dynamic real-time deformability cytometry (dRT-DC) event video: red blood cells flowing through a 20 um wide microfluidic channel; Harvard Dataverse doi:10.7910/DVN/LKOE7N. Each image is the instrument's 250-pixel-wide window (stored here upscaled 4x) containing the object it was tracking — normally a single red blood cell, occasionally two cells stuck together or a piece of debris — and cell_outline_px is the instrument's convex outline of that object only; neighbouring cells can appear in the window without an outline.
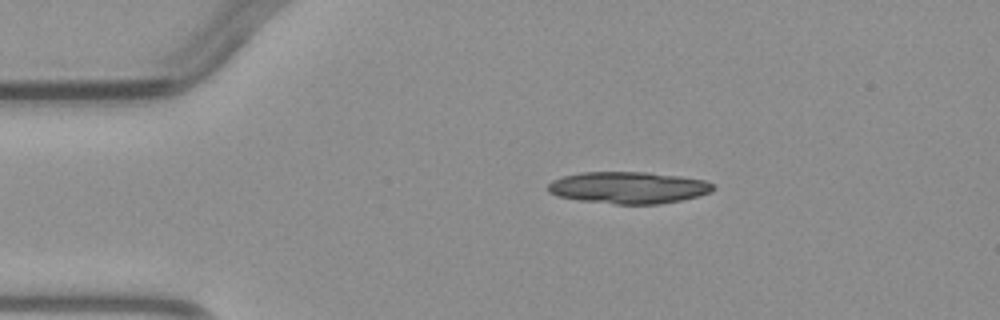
{"species": "common noctule bat (a hibernating species)", "species_latin": "Nyctalus noctula", "temperature_condition": "warm", "stored_images_in_passage": 2, "camera_frame_rate_fps": 3000, "um_per_image_px": 0.085, "animal": {"sex": "male", "body_mass_g": 23.1, "forearm_length_mm": 52.7}, "frame": {"image": 1, "passage_image": 1, "time_ms": 0.0, "image_size_px": [1000, 320], "cell_outline_px": [[716, 188], [712, 192], [680, 200], [660, 204], [616, 204], [580, 200], [556, 196], [548, 192], [548, 184], [552, 180], [564, 176], [580, 172], [648, 172], [680, 176], [704, 180], [712, 184]], "centroid_in_image_um": [53.4, 15.94], "position_along_channel_um": 31.6, "area_um2": 30.63}}